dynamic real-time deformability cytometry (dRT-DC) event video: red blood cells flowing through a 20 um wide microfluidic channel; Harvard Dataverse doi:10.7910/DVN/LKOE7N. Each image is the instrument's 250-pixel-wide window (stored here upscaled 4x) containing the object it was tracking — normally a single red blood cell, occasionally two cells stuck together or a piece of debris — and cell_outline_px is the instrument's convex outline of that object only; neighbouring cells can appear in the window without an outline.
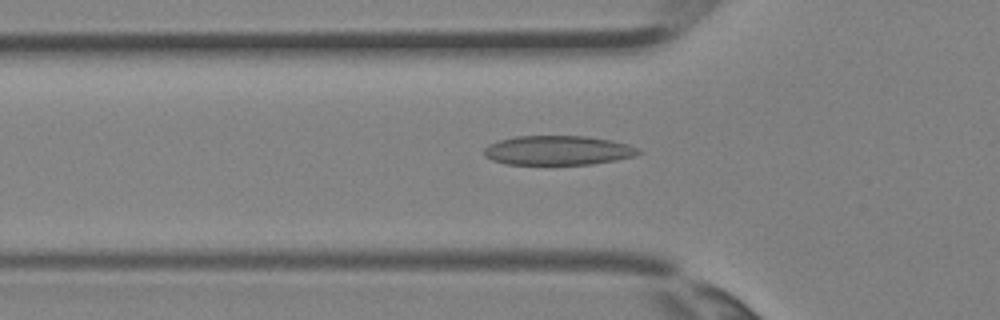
{"species": "Egyptian fruit bat (a non-hibernating species)", "species_latin": "Rousettus aegyptiacus", "temperature_condition": "room temperature", "stored_images_in_passage": 4, "camera_frame_rate_fps": 3000, "um_per_image_px": 0.085, "animal": {"sex": "female"}, "frame": {"image": 1, "passage_image": 4, "time_ms": 1.0, "image_size_px": [1000, 320], "cell_outline_px": [[644, 152], [636, 156], [616, 160], [592, 164], [504, 164], [492, 160], [484, 156], [484, 148], [488, 144], [500, 140], [516, 136], [588, 136], [628, 144], [640, 148]], "centroid_in_image_um": [47.45, 12.78], "position_along_channel_um": 78.4, "area_um2": 26.59}}